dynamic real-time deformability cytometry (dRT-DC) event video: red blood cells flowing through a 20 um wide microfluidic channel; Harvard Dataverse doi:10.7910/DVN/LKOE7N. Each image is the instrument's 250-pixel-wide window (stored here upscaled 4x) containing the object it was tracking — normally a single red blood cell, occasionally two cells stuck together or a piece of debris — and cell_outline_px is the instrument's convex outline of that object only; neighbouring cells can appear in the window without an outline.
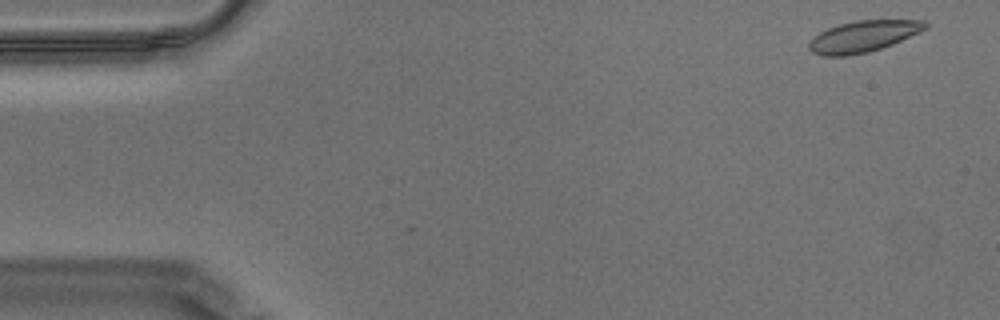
{"species": "Egyptian fruit bat (a non-hibernating species)", "species_latin": "Rousettus aegyptiacus", "temperature_condition": "warm", "stored_images_in_passage": 2, "camera_frame_rate_fps": 3000, "um_per_image_px": 0.085, "animal": {"sex": "male"}, "frame": {"image": 1, "passage_image": 2, "time_ms": 0.333, "image_size_px": [1000, 320], "cell_outline_px": [[928, 28], [892, 44], [868, 52], [848, 56], [824, 56], [812, 52], [808, 48], [808, 44], [820, 32], [828, 28], [840, 24], [856, 20], [924, 20], [928, 24]], "centroid_in_image_um": [73.38, 3.09], "position_along_channel_um": 11.6, "area_um2": 21.04}}